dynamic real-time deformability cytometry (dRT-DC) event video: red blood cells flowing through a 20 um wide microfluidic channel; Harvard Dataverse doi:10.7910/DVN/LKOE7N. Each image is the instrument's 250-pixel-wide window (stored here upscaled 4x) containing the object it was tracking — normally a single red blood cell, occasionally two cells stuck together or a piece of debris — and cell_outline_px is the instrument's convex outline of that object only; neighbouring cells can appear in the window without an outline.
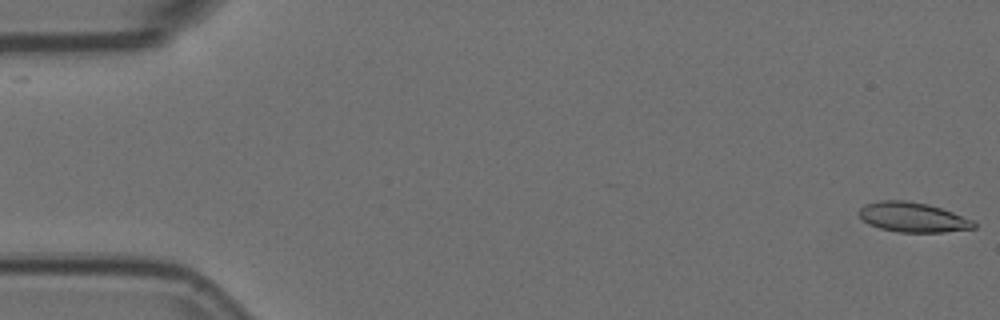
{"species": "Egyptian fruit bat (a non-hibernating species)", "species_latin": "Rousettus aegyptiacus", "temperature_condition": "room temperature", "stored_images_in_passage": 15, "camera_frame_rate_fps": 3000, "um_per_image_px": 0.085, "animal": {"sex": "female"}, "frame": {"image": 1, "passage_image": 1, "time_ms": 0.0, "image_size_px": [1000, 320], "cell_outline_px": [[976, 228], [944, 232], [900, 232], [880, 228], [868, 224], [856, 212], [864, 204], [880, 200], [904, 200], [928, 204], [952, 212], [972, 220], [976, 224]], "centroid_in_image_um": [77.56, 18.46], "position_along_channel_um": 7.4, "area_um2": 19.88}}
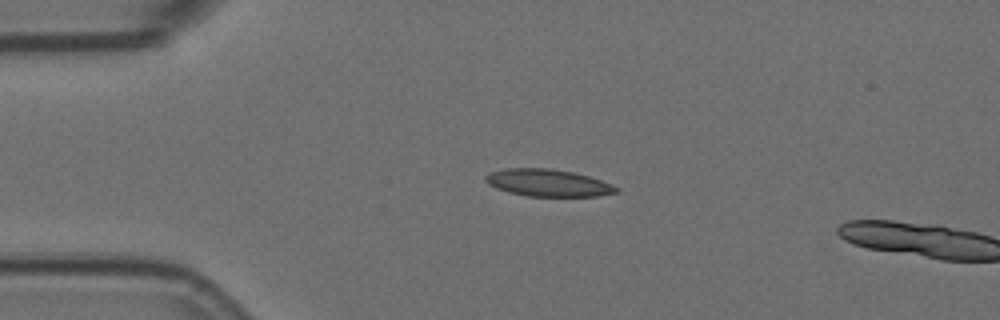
{"frame": {"image": 2, "passage_image": 13, "time_ms": 4.0, "image_size_px": [1000, 320], "cell_outline_px": [[620, 192], [596, 196], [528, 196], [508, 192], [496, 188], [488, 184], [484, 180], [484, 176], [488, 172], [504, 168], [548, 168], [572, 172], [588, 176], [612, 184], [620, 188]], "centroid_in_image_um": [46.55, 15.54], "position_along_channel_um": 38.5, "area_um2": 20.81}}